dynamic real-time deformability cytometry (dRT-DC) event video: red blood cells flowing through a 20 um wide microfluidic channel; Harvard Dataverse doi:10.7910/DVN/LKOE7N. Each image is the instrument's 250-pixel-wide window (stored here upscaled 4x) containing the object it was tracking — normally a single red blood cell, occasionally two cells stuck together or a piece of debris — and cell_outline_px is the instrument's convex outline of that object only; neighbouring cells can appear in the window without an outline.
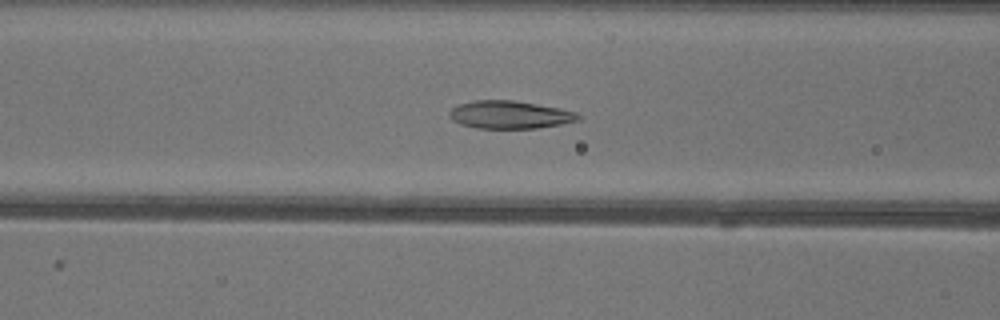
{"species": "common noctule bat (a hibernating species)", "species_latin": "Nyctalus noctula", "temperature_condition": "warm", "stored_images_in_passage": 48, "camera_frame_rate_fps": 3000, "um_per_image_px": 0.085, "animal": {"sex": "female"}, "frame": {"image": 1, "passage_image": 17, "time_ms": 5.333, "image_size_px": [1000, 320], "cell_outline_px": [[580, 120], [560, 124], [536, 128], [476, 128], [460, 124], [452, 120], [448, 116], [448, 112], [452, 108], [460, 104], [472, 100], [512, 100], [560, 108], [576, 112], [580, 116]], "centroid_in_image_um": [43.3, 9.75], "position_along_channel_um": 123.3, "area_um2": 20.87}}
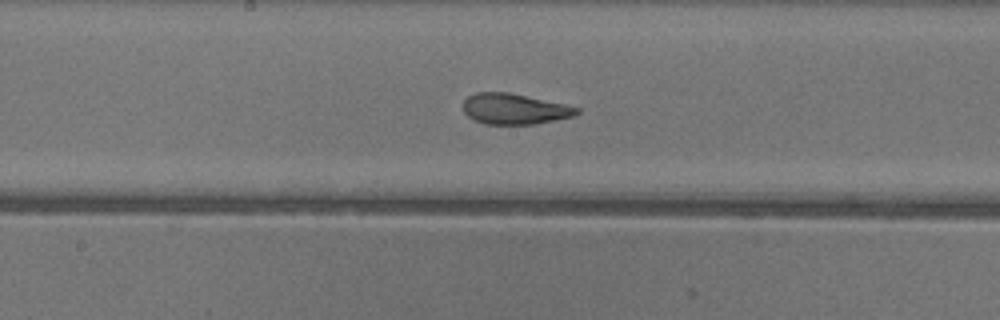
{"frame": {"image": 2, "passage_image": 23, "time_ms": 7.333, "image_size_px": [1000, 320], "cell_outline_px": [[580, 112], [572, 116], [532, 124], [484, 124], [468, 116], [464, 112], [464, 100], [468, 96], [476, 92], [508, 92], [564, 104], [580, 108]], "centroid_in_image_um": [43.7, 9.25], "position_along_channel_um": 204.5, "area_um2": 20.0}}
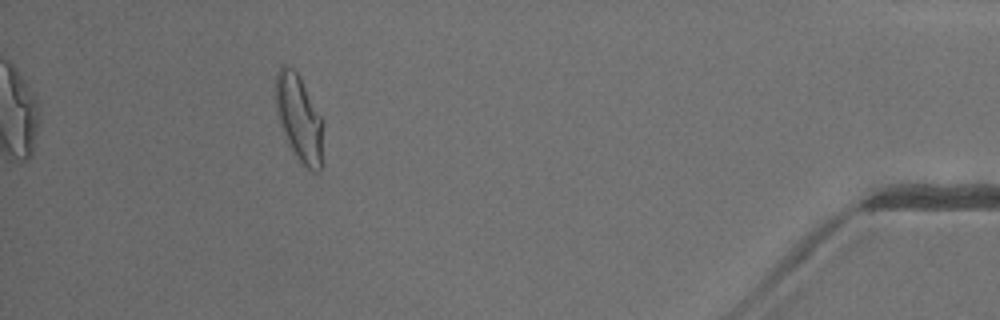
{"frame": {"image": 3, "passage_image": 43, "time_ms": 14.0, "image_size_px": [1000, 320], "cell_outline_px": [[320, 172], [312, 172], [300, 164], [288, 144], [276, 112], [276, 72], [284, 64], [292, 68], [296, 72], [320, 116]], "centroid_in_image_um": [25.36, 10.07], "position_along_channel_um": 409.8, "area_um2": 22.89}, "authors_computed_cell_mechanics": {"area_um2": 22.1952, "velocity_mm_per_s": 4.0564, "shape_relaxation_time_tau1_ms": 10.528, "shape_relaxation_time_tau2_ms": 1.377, "deformation_change_tau1": 0.2955, "deformation_change_tau2": 0.0755}}